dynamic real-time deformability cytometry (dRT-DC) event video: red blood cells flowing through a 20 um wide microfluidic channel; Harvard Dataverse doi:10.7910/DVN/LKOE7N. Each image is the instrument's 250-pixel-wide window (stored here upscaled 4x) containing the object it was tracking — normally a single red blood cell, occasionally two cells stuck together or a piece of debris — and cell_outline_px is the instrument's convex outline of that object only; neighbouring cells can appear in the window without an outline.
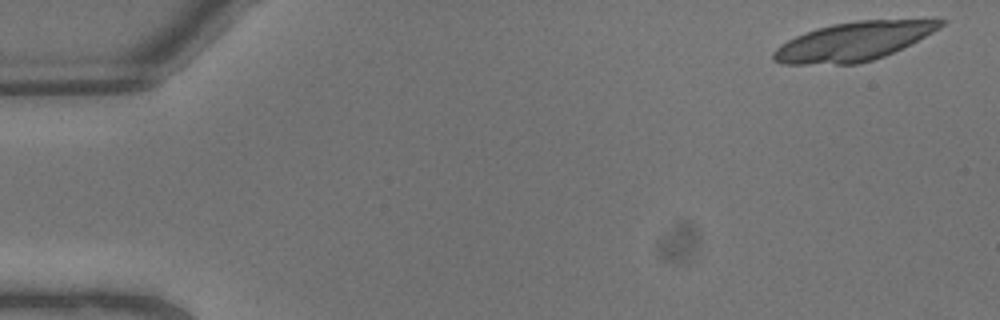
{"species": "common noctule bat (a hibernating species)", "species_latin": "Nyctalus noctula", "temperature_condition": "warm", "stored_images_in_passage": 8, "camera_frame_rate_fps": 3000, "um_per_image_px": 0.085, "animal": {"sex": "male", "body_mass_g": 13.3}, "frame": {"image": 1, "passage_image": 1, "time_ms": 0.0, "image_size_px": [1000, 320], "cell_outline_px": [[944, 24], [940, 28], [884, 56], [860, 64], [784, 64], [772, 60], [772, 52], [780, 44], [796, 36], [816, 28], [832, 24], [856, 20], [944, 20]], "centroid_in_image_um": [72.46, 3.53], "position_along_channel_um": 12.5, "area_um2": 37.11}}